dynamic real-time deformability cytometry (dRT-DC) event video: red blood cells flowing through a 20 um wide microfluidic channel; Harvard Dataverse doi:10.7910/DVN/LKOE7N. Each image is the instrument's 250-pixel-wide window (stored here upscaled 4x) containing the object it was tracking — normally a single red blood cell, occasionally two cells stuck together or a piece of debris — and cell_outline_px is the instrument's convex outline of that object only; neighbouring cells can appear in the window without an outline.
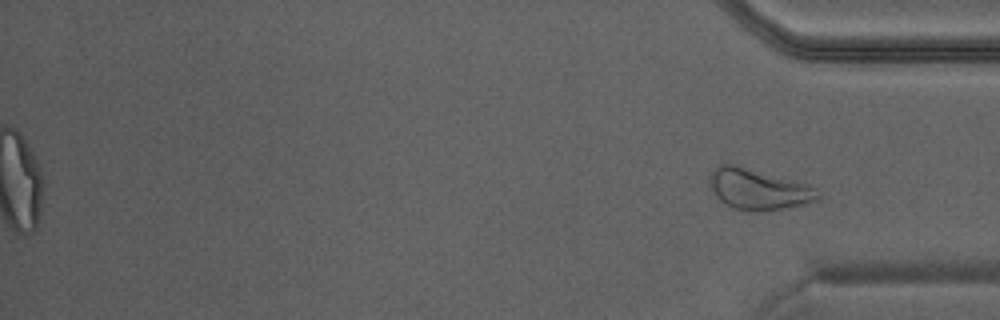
{"species": "Egyptian fruit bat (a non-hibernating species)", "species_latin": "Rousettus aegyptiacus", "temperature_condition": "warm", "stored_images_in_passage": 42, "camera_frame_rate_fps": 3000, "um_per_image_px": 0.085, "animal": {"sex": "male"}, "frame": {"image": 1, "passage_image": 42, "time_ms": 13.667, "image_size_px": [1000, 320], "cell_outline_px": [[820, 200], [804, 204], [768, 212], [752, 212], [732, 208], [720, 200], [716, 196], [712, 188], [712, 172], [720, 164], [736, 164], [808, 184], [816, 188], [820, 196]], "centroid_in_image_um": [64.52, 16.11], "position_along_channel_um": 370.7, "area_um2": 25.78}}